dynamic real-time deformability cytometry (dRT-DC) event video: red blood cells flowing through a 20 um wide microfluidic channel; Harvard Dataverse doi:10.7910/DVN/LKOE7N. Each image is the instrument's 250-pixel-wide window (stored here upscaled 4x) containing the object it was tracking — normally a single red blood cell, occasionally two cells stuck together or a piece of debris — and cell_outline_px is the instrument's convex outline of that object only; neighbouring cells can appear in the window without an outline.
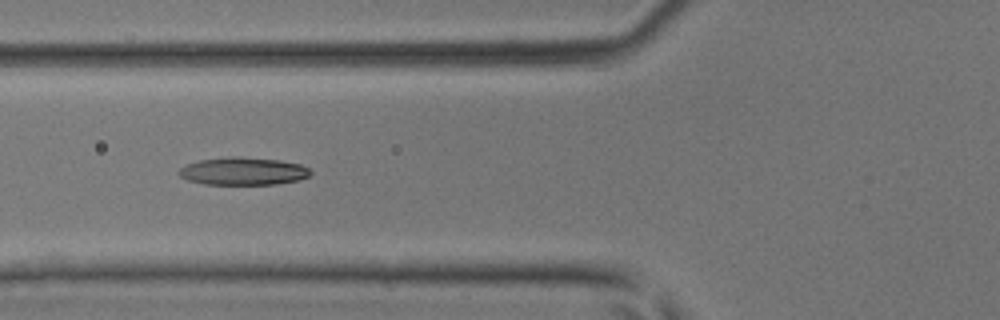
{"species": "common noctule bat (a hibernating species)", "species_latin": "Nyctalus noctula", "temperature_condition": "room temperature", "stored_images_in_passage": 4, "camera_frame_rate_fps": 3000, "um_per_image_px": 0.085, "animal": {"sex": "male", "body_mass_g": 17.9, "forearm_length_mm": 54.2}, "frame": {"image": 1, "passage_image": 4, "time_ms": 1.0, "image_size_px": [1000, 320], "cell_outline_px": [[312, 172], [308, 176], [300, 180], [276, 184], [204, 184], [188, 180], [180, 176], [180, 168], [188, 164], [200, 160], [232, 156], [280, 160], [300, 164], [308, 168]], "centroid_in_image_um": [20.7, 14.55], "position_along_channel_um": 105.1, "area_um2": 21.04}}